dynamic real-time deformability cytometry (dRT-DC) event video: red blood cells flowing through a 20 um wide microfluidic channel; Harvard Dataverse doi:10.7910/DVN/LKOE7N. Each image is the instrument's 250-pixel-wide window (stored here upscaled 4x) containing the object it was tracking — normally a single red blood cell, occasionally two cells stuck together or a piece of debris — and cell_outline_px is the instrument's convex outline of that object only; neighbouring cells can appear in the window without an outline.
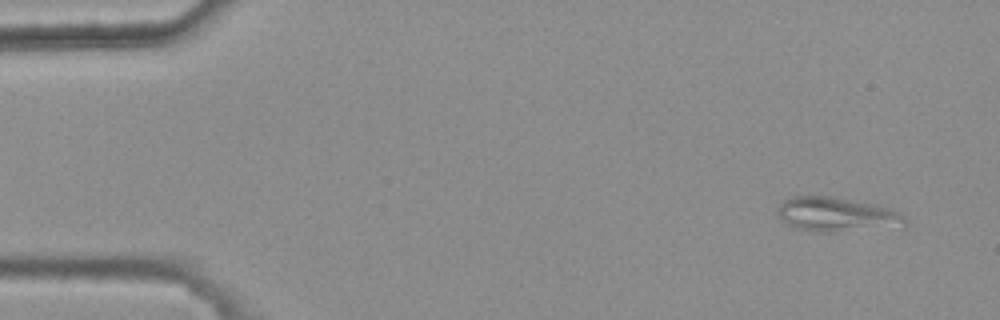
{"species": "common noctule bat (a hibernating species)", "species_latin": "Nyctalus noctula", "temperature_condition": "warm", "stored_images_in_passage": 4, "camera_frame_rate_fps": 3000, "um_per_image_px": 0.085, "animal": {"sex": "female", "body_mass_g": 25.1}, "frame": {"image": 1, "passage_image": 4, "time_ms": 1.0, "image_size_px": [1000, 320], "cell_outline_px": [[908, 220], [904, 228], [828, 232], [816, 232], [796, 228], [788, 224], [776, 212], [780, 204], [784, 200], [796, 196], [832, 196], [880, 204], [892, 208], [904, 216]], "centroid_in_image_um": [71.25, 18.24], "position_along_channel_um": 13.7, "area_um2": 26.18}}